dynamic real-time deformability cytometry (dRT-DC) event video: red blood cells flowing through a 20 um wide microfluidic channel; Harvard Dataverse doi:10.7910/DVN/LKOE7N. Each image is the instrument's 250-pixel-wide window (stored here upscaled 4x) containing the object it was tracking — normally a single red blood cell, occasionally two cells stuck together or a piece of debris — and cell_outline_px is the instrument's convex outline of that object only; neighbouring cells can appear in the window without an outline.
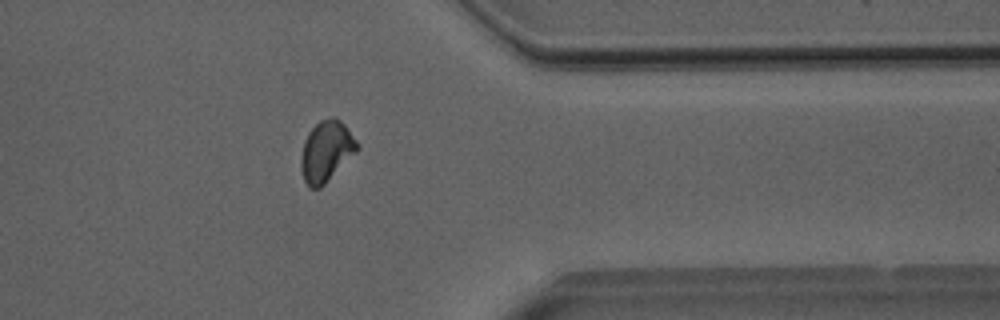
{"species": "Egyptian fruit bat (a non-hibernating species)", "species_latin": "Rousettus aegyptiacus", "temperature_condition": "room temperature", "stored_images_in_passage": 29, "camera_frame_rate_fps": 3000, "um_per_image_px": 0.085, "animal": {"sex": "male"}, "frame": {"image": 1, "passage_image": 25, "time_ms": 8.0, "image_size_px": [1000, 320], "cell_outline_px": [[360, 148], [320, 188], [308, 188], [304, 180], [300, 168], [300, 156], [304, 140], [308, 132], [320, 120], [332, 116], [336, 116], [344, 124], [360, 144]], "centroid_in_image_um": [27.72, 12.84], "position_along_channel_um": 383.7, "area_um2": 20.06}, "authors_computed_cell_mechanics": {"area_um2": 19.074, "velocity_mm_per_s": 4.0093, "shape_relaxation_time_tau1_ms": 8.4926, "shape_relaxation_time_tau2_ms": 2.2995, "deformation_change_tau1": 0.1442, "deformation_change_tau2": 0.0595}}